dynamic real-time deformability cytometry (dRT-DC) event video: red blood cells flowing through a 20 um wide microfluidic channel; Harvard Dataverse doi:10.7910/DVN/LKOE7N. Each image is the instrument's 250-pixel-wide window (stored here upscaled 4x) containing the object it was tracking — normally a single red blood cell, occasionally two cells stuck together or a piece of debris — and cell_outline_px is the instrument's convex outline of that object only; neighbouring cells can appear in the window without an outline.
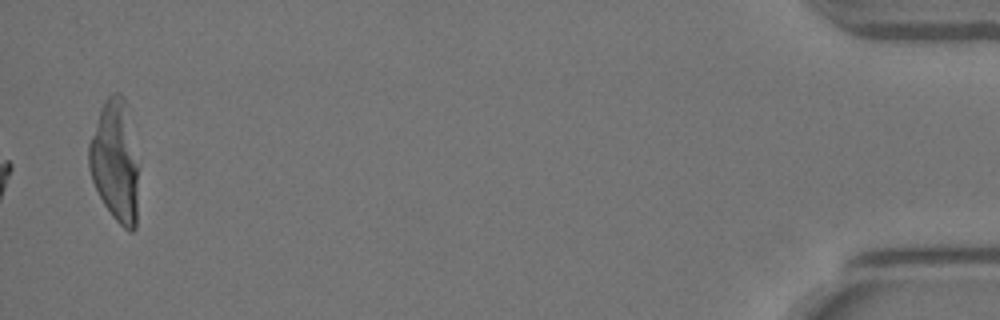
{"species": "Egyptian fruit bat (a non-hibernating species)", "species_latin": "Rousettus aegyptiacus", "temperature_condition": "warm", "stored_images_in_passage": 41, "segment_of_instrument_passage": [2, 2], "camera_frame_rate_fps": 3000, "um_per_image_px": 0.085, "animal": {"sex": "female"}, "frame": {"image": 1, "passage_image": 41, "time_ms": 13.333, "image_size_px": [1000, 320], "cell_outline_px": [[140, 168], [136, 228], [132, 232], [128, 232], [112, 216], [104, 204], [92, 180], [88, 168], [88, 144], [100, 108], [104, 100], [112, 92], [120, 92], [124, 96], [140, 164]], "centroid_in_image_um": [9.82, 13.7], "position_along_channel_um": 425.4, "area_um2": 36.24}}